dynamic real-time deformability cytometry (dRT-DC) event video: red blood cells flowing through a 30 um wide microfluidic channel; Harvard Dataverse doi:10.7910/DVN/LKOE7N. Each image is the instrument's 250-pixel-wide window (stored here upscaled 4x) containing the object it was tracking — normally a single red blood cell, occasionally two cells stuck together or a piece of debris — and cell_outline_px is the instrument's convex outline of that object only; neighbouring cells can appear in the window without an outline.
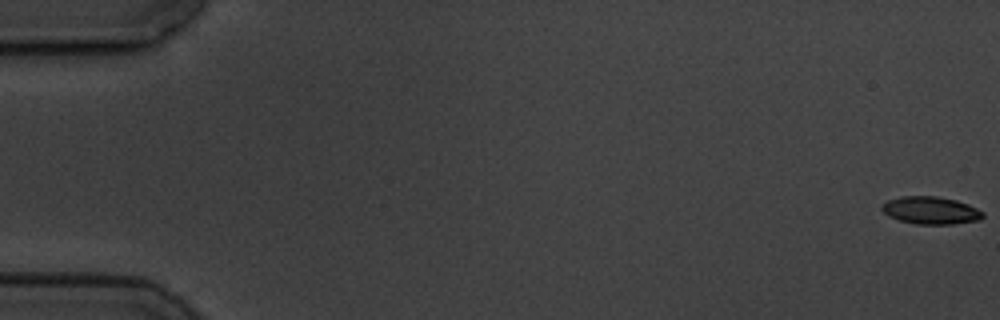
{"species": "common noctule bat (a hibernating species)", "species_latin": "Nyctalus noctula", "temperature_condition": "cold", "stored_images_in_passage": 6, "camera_frame_rate_fps": 3000, "um_per_image_px": 0.085, "animal": {"sex": "male", "body_mass_g": 19.5, "forearm_length_mm": 54.6}, "frame": {"image": 1, "passage_image": 1, "time_ms": 0.0, "image_size_px": [1000, 320], "cell_outline_px": [[984, 216], [980, 220], [952, 224], [916, 224], [900, 220], [888, 216], [880, 208], [888, 200], [900, 196], [936, 196], [956, 200], [968, 204], [984, 212]], "centroid_in_image_um": [79.12, 17.88], "position_along_channel_um": 5.9, "area_um2": 16.18}}
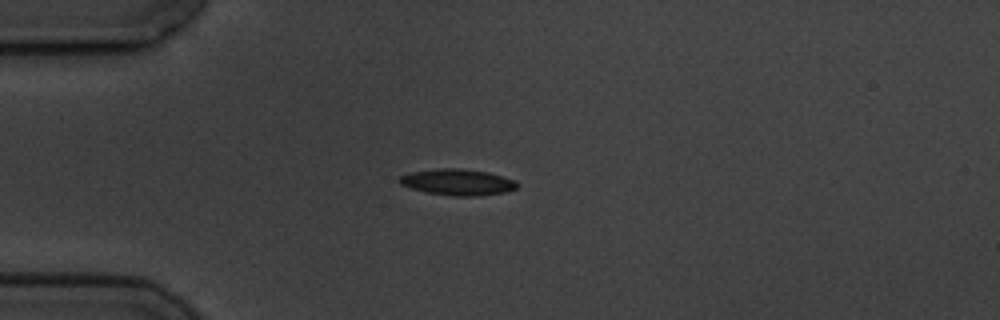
{"frame": {"image": 2, "passage_image": 5, "time_ms": 5.0, "image_size_px": [1000, 320], "cell_outline_px": [[520, 184], [516, 188], [504, 192], [480, 196], [452, 196], [428, 192], [412, 188], [400, 184], [396, 180], [400, 176], [412, 172], [440, 168], [460, 168], [488, 172], [516, 180]], "centroid_in_image_um": [38.92, 15.48], "position_along_channel_um": 46.1, "area_um2": 17.98}}